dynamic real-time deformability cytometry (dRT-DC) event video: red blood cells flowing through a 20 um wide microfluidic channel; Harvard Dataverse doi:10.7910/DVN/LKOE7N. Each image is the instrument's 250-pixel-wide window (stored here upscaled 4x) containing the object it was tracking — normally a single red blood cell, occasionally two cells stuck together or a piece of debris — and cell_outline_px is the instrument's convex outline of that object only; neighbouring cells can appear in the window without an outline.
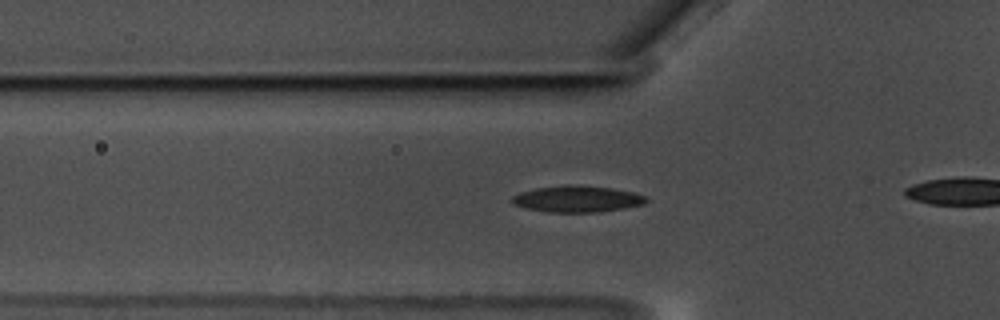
{"species": "common noctule bat (a hibernating species)", "species_latin": "Nyctalus noctula", "temperature_condition": "warm", "stored_images_in_passage": 47, "camera_frame_rate_fps": 3000, "um_per_image_px": 0.085, "animal": {"sex": "male", "body_mass_g": 17.5, "forearm_length_mm": 52.3}, "frame": {"image": 1, "passage_image": 20, "time_ms": 6.333, "image_size_px": [1000, 320], "cell_outline_px": [[648, 200], [644, 204], [624, 208], [600, 212], [548, 212], [528, 208], [512, 204], [512, 196], [520, 192], [536, 188], [564, 184], [580, 184], [612, 188], [632, 192], [648, 196]], "centroid_in_image_um": [49.08, 16.89], "position_along_channel_um": 76.7, "area_um2": 20.87}}
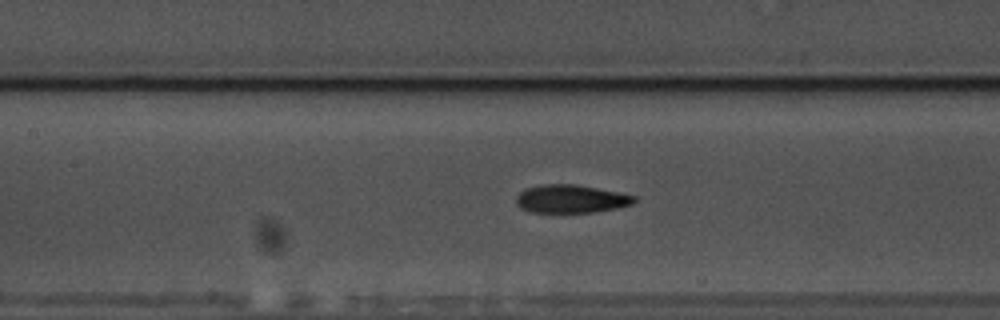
{"frame": {"image": 2, "passage_image": 27, "time_ms": 8.667, "image_size_px": [1000, 320], "cell_outline_px": [[636, 200], [632, 204], [616, 208], [592, 212], [532, 212], [520, 208], [516, 204], [516, 196], [524, 188], [540, 184], [576, 184], [636, 196]], "centroid_in_image_um": [48.48, 16.9], "position_along_channel_um": 158.9, "area_um2": 19.31}}
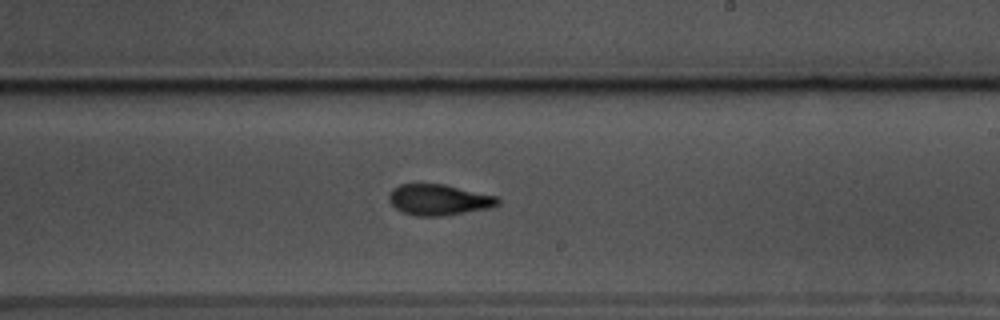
{"frame": {"image": 3, "passage_image": 35, "time_ms": 11.333, "image_size_px": [1000, 320], "cell_outline_px": [[500, 204], [488, 208], [440, 216], [416, 216], [404, 212], [396, 208], [388, 200], [388, 196], [392, 188], [400, 184], [444, 184], [496, 196], [500, 200]], "centroid_in_image_um": [37.27, 16.97], "position_along_channel_um": 251.7, "area_um2": 19.42}}